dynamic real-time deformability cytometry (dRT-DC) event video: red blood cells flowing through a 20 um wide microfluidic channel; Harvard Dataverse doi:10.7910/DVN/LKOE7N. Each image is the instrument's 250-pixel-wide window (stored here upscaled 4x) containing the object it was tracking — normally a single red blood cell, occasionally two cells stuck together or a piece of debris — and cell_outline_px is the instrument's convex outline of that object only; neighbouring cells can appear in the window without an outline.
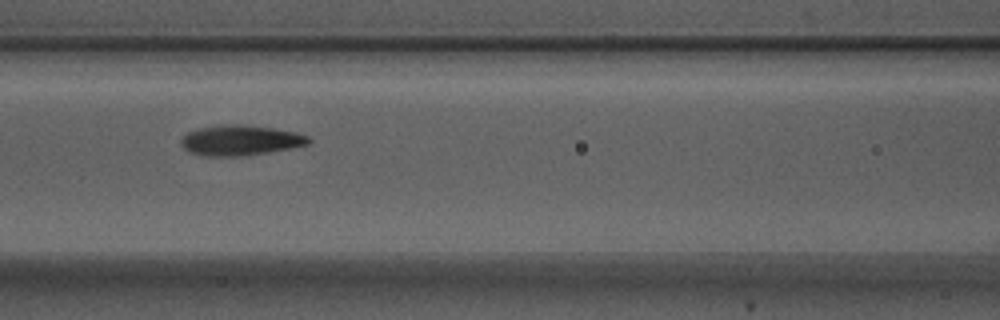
{"species": "Egyptian fruit bat (a non-hibernating species)", "species_latin": "Rousettus aegyptiacus", "temperature_condition": "warm", "stored_images_in_passage": 8, "camera_frame_rate_fps": 3000, "um_per_image_px": 0.085, "animal": {"sex": "male"}, "frame": {"image": 1, "passage_image": 6, "time_ms": 1.667, "image_size_px": [1000, 320], "cell_outline_px": [[312, 140], [308, 144], [292, 148], [244, 156], [200, 156], [188, 152], [180, 144], [180, 140], [188, 132], [196, 128], [220, 124], [244, 124], [272, 128], [296, 132], [308, 136]], "centroid_in_image_um": [20.4, 11.92], "position_along_channel_um": 146.2, "area_um2": 22.83}}
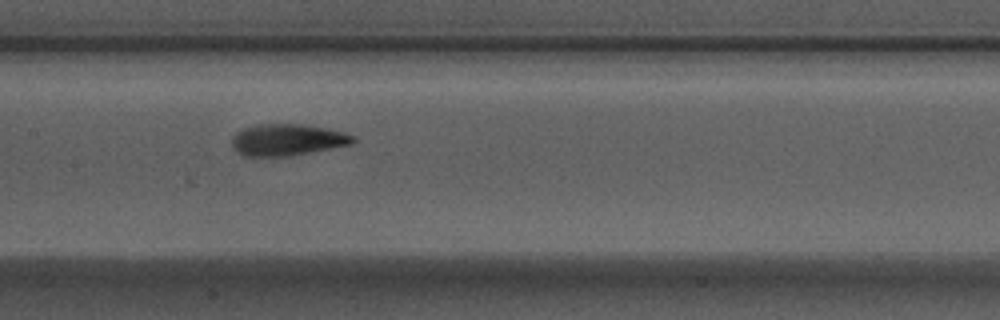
{"frame": {"image": 2, "passage_image": 7, "time_ms": 2.0, "image_size_px": [1000, 320], "cell_outline_px": [[356, 140], [352, 144], [292, 156], [244, 156], [236, 152], [232, 144], [232, 140], [236, 132], [244, 128], [260, 124], [304, 124], [328, 128], [344, 132], [356, 136]], "centroid_in_image_um": [24.46, 11.88], "position_along_channel_um": 182.9, "area_um2": 22.48}}
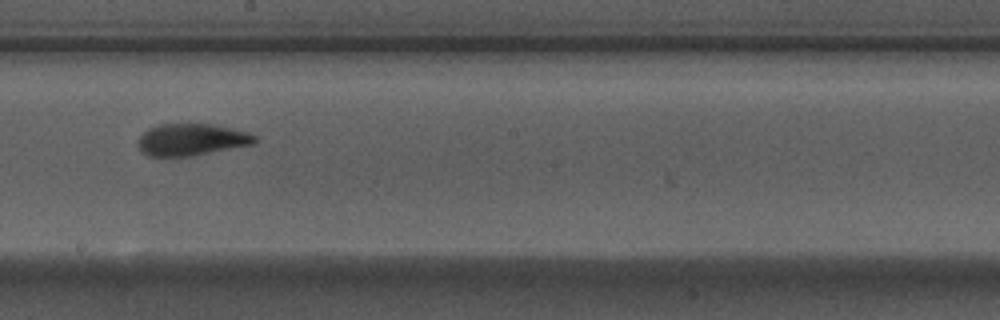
{"frame": {"image": 3, "passage_image": 8, "time_ms": 2.333, "image_size_px": [1000, 320], "cell_outline_px": [[256, 140], [252, 144], [192, 156], [148, 156], [140, 148], [136, 140], [148, 128], [160, 124], [212, 124], [248, 132], [256, 136]], "centroid_in_image_um": [16.25, 11.86], "position_along_channel_um": 231.9, "area_um2": 21.5}}